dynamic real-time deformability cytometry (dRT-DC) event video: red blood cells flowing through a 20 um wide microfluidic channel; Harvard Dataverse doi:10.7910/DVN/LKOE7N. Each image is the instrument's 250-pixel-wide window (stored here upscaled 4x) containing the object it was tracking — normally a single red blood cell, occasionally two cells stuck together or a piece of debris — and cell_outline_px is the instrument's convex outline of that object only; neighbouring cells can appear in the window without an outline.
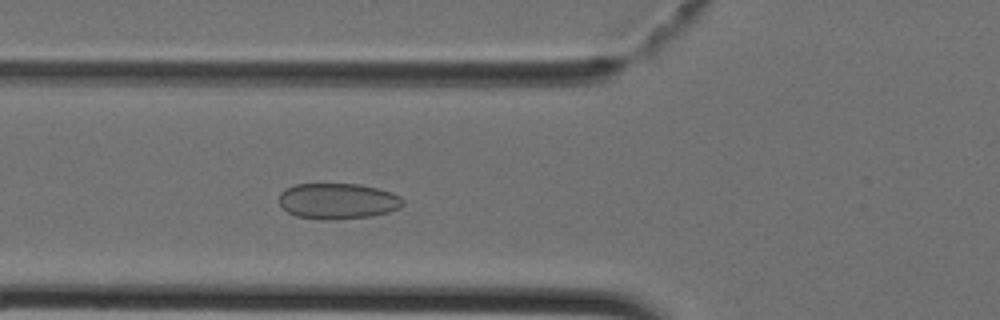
{"species": "Egyptian fruit bat (a non-hibernating species)", "species_latin": "Rousettus aegyptiacus", "temperature_condition": "cold", "stored_images_in_passage": 18, "camera_frame_rate_fps": 3000, "um_per_image_px": 0.085, "animal": {"sex": "female"}, "frame": {"image": 1, "passage_image": 6, "time_ms": 1.667, "image_size_px": [1000, 320], "cell_outline_px": [[404, 204], [400, 208], [388, 212], [372, 216], [332, 220], [320, 220], [296, 216], [288, 212], [280, 204], [280, 192], [284, 188], [296, 184], [360, 184], [380, 188], [392, 192], [400, 196], [404, 200]], "centroid_in_image_um": [28.73, 17.09], "position_along_channel_um": 97.1, "area_um2": 26.18}}
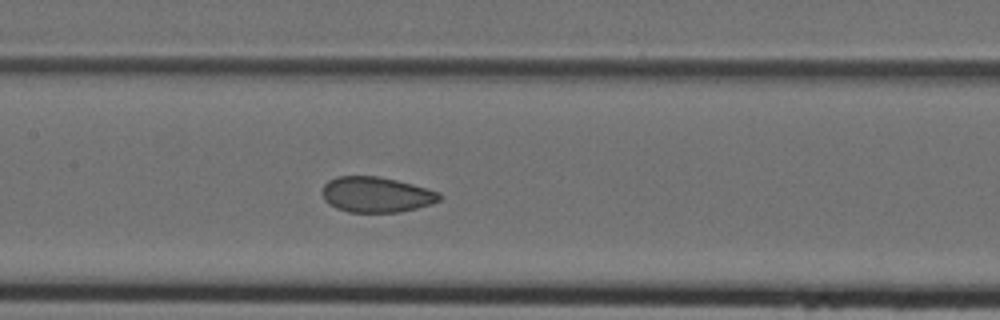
{"frame": {"image": 2, "passage_image": 11, "time_ms": 3.333, "image_size_px": [1000, 320], "cell_outline_px": [[440, 200], [432, 204], [400, 212], [348, 212], [336, 208], [328, 204], [324, 200], [320, 192], [324, 184], [328, 180], [336, 176], [380, 176], [412, 184], [440, 192]], "centroid_in_image_um": [31.94, 16.54], "position_along_channel_um": 175.5, "area_um2": 24.45}}
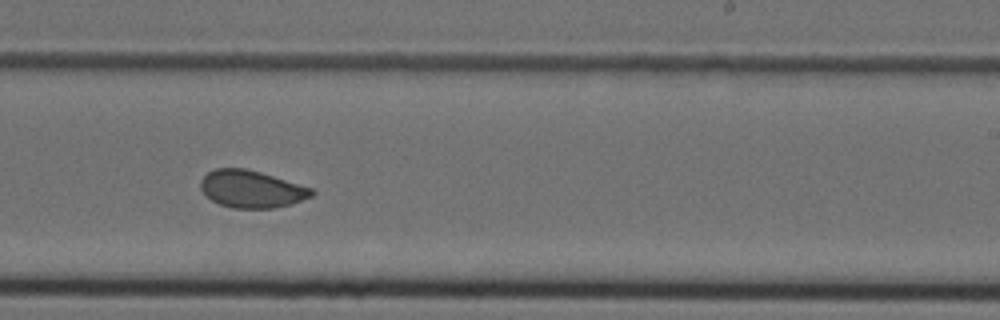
{"frame": {"image": 3, "passage_image": 17, "time_ms": 5.333, "image_size_px": [1000, 320], "cell_outline_px": [[316, 192], [312, 196], [292, 204], [272, 208], [232, 208], [220, 204], [212, 200], [200, 188], [200, 180], [208, 172], [216, 168], [244, 168], [260, 172], [312, 188]], "centroid_in_image_um": [21.38, 16.07], "position_along_channel_um": 267.6, "area_um2": 23.99}}